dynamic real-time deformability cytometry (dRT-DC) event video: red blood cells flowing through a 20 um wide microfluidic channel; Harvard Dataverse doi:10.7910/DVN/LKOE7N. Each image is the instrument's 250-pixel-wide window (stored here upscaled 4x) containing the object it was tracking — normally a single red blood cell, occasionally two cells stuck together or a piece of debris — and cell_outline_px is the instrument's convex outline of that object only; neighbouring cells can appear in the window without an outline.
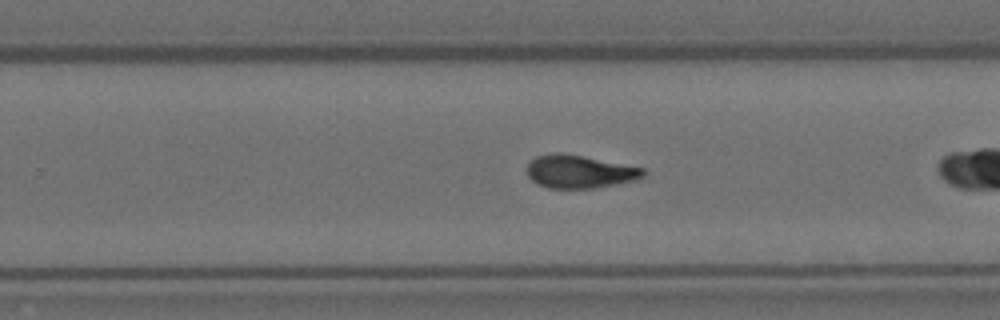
{"species": "Egyptian fruit bat (a non-hibernating species)", "species_latin": "Rousettus aegyptiacus", "temperature_condition": "room temperature", "stored_images_in_passage": 28, "camera_frame_rate_fps": 3000, "um_per_image_px": 0.085, "animal": {"sex": "female"}, "frame": {"image": 1, "passage_image": 20, "time_ms": 6.333, "image_size_px": [1000, 320], "cell_outline_px": [[644, 176], [632, 180], [592, 188], [548, 188], [536, 184], [528, 176], [528, 164], [536, 156], [556, 152], [584, 156], [644, 168]], "centroid_in_image_um": [49.21, 14.58], "position_along_channel_um": 280.6, "area_um2": 22.02}}
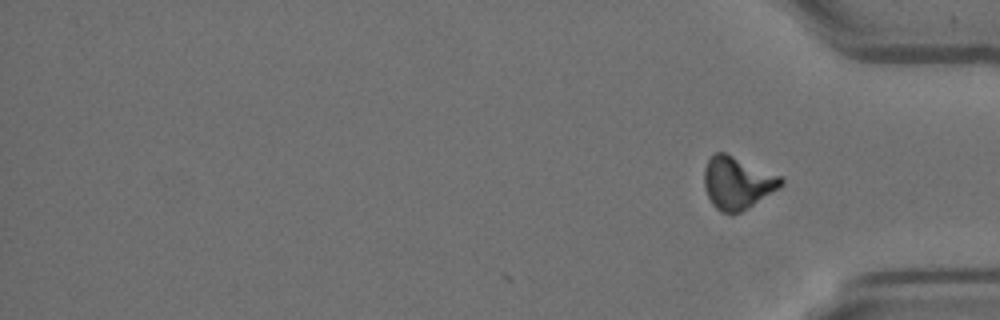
{"frame": {"image": 2, "passage_image": 28, "time_ms": 9.0, "image_size_px": [1000, 320], "cell_outline_px": [[784, 184], [780, 188], [748, 208], [732, 216], [720, 212], [712, 204], [704, 188], [704, 168], [708, 160], [716, 152], [724, 152], [780, 176], [784, 180]], "centroid_in_image_um": [62.66, 15.58], "position_along_channel_um": 372.5, "area_um2": 23.52}, "authors_computed_cell_mechanics": {"area_um2": 22.6287, "velocity_mm_per_s": 3.5539, "shape_relaxation_time_tau1_ms": 6.3734, "shape_relaxation_time_tau2_ms": 2.8013, "deformation_change_tau1": 0.1783, "deformation_change_tau2": 0.0776}}